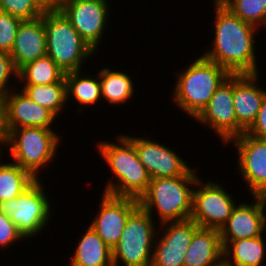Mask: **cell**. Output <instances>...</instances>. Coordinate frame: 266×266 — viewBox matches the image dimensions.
<instances>
[{
	"instance_id": "d6a6232c",
	"label": "cell",
	"mask_w": 266,
	"mask_h": 266,
	"mask_svg": "<svg viewBox=\"0 0 266 266\" xmlns=\"http://www.w3.org/2000/svg\"><path fill=\"white\" fill-rule=\"evenodd\" d=\"M247 134L266 140V96L252 126L246 131Z\"/></svg>"
},
{
	"instance_id": "9a60e30c",
	"label": "cell",
	"mask_w": 266,
	"mask_h": 266,
	"mask_svg": "<svg viewBox=\"0 0 266 266\" xmlns=\"http://www.w3.org/2000/svg\"><path fill=\"white\" fill-rule=\"evenodd\" d=\"M99 212L89 223L111 249L118 243L129 215L139 206V200L132 197H116L103 193Z\"/></svg>"
},
{
	"instance_id": "4316f807",
	"label": "cell",
	"mask_w": 266,
	"mask_h": 266,
	"mask_svg": "<svg viewBox=\"0 0 266 266\" xmlns=\"http://www.w3.org/2000/svg\"><path fill=\"white\" fill-rule=\"evenodd\" d=\"M0 160V203L20 195L36 179L13 162Z\"/></svg>"
},
{
	"instance_id": "ac0fdd59",
	"label": "cell",
	"mask_w": 266,
	"mask_h": 266,
	"mask_svg": "<svg viewBox=\"0 0 266 266\" xmlns=\"http://www.w3.org/2000/svg\"><path fill=\"white\" fill-rule=\"evenodd\" d=\"M17 89V90H16ZM18 87L3 94L5 103L6 127L8 133L12 129L22 127L52 128L56 117L47 108L38 105L28 98Z\"/></svg>"
},
{
	"instance_id": "8d00e7d4",
	"label": "cell",
	"mask_w": 266,
	"mask_h": 266,
	"mask_svg": "<svg viewBox=\"0 0 266 266\" xmlns=\"http://www.w3.org/2000/svg\"><path fill=\"white\" fill-rule=\"evenodd\" d=\"M224 1H226V0H214V1L212 2V4H213V3H223Z\"/></svg>"
},
{
	"instance_id": "d4e9b609",
	"label": "cell",
	"mask_w": 266,
	"mask_h": 266,
	"mask_svg": "<svg viewBox=\"0 0 266 266\" xmlns=\"http://www.w3.org/2000/svg\"><path fill=\"white\" fill-rule=\"evenodd\" d=\"M19 81L21 86L66 82L65 72L48 55L23 66L19 70Z\"/></svg>"
},
{
	"instance_id": "5bb4252c",
	"label": "cell",
	"mask_w": 266,
	"mask_h": 266,
	"mask_svg": "<svg viewBox=\"0 0 266 266\" xmlns=\"http://www.w3.org/2000/svg\"><path fill=\"white\" fill-rule=\"evenodd\" d=\"M195 120L218 134L224 146L237 137V117L233 105V74L215 91L208 105Z\"/></svg>"
},
{
	"instance_id": "6da1fadb",
	"label": "cell",
	"mask_w": 266,
	"mask_h": 266,
	"mask_svg": "<svg viewBox=\"0 0 266 266\" xmlns=\"http://www.w3.org/2000/svg\"><path fill=\"white\" fill-rule=\"evenodd\" d=\"M213 7L214 41L211 49L202 56L222 66L230 74L259 73L254 36L259 28L242 21L222 3H213Z\"/></svg>"
},
{
	"instance_id": "e0dca14e",
	"label": "cell",
	"mask_w": 266,
	"mask_h": 266,
	"mask_svg": "<svg viewBox=\"0 0 266 266\" xmlns=\"http://www.w3.org/2000/svg\"><path fill=\"white\" fill-rule=\"evenodd\" d=\"M259 77L260 73L233 74V105L237 117V137L252 126L266 96V90L258 87Z\"/></svg>"
},
{
	"instance_id": "f1b7e54d",
	"label": "cell",
	"mask_w": 266,
	"mask_h": 266,
	"mask_svg": "<svg viewBox=\"0 0 266 266\" xmlns=\"http://www.w3.org/2000/svg\"><path fill=\"white\" fill-rule=\"evenodd\" d=\"M45 8L37 0H0V11L23 20L42 16Z\"/></svg>"
},
{
	"instance_id": "f546056e",
	"label": "cell",
	"mask_w": 266,
	"mask_h": 266,
	"mask_svg": "<svg viewBox=\"0 0 266 266\" xmlns=\"http://www.w3.org/2000/svg\"><path fill=\"white\" fill-rule=\"evenodd\" d=\"M21 19L0 11V51L11 52Z\"/></svg>"
},
{
	"instance_id": "ba28073f",
	"label": "cell",
	"mask_w": 266,
	"mask_h": 266,
	"mask_svg": "<svg viewBox=\"0 0 266 266\" xmlns=\"http://www.w3.org/2000/svg\"><path fill=\"white\" fill-rule=\"evenodd\" d=\"M41 179H36L16 198L0 203V211L10 217L19 232L26 239L39 236L49 227L53 212ZM34 235V236H33Z\"/></svg>"
},
{
	"instance_id": "44dd1931",
	"label": "cell",
	"mask_w": 266,
	"mask_h": 266,
	"mask_svg": "<svg viewBox=\"0 0 266 266\" xmlns=\"http://www.w3.org/2000/svg\"><path fill=\"white\" fill-rule=\"evenodd\" d=\"M81 234L76 249L69 259V266H114L112 249L98 236L96 231L87 226Z\"/></svg>"
},
{
	"instance_id": "30bf717a",
	"label": "cell",
	"mask_w": 266,
	"mask_h": 266,
	"mask_svg": "<svg viewBox=\"0 0 266 266\" xmlns=\"http://www.w3.org/2000/svg\"><path fill=\"white\" fill-rule=\"evenodd\" d=\"M109 5L107 0H59L58 8L78 34L98 52L105 28L110 22Z\"/></svg>"
},
{
	"instance_id": "ffe728a7",
	"label": "cell",
	"mask_w": 266,
	"mask_h": 266,
	"mask_svg": "<svg viewBox=\"0 0 266 266\" xmlns=\"http://www.w3.org/2000/svg\"><path fill=\"white\" fill-rule=\"evenodd\" d=\"M223 246L220 231L199 227L186 250L183 266H222Z\"/></svg>"
},
{
	"instance_id": "7402d4cb",
	"label": "cell",
	"mask_w": 266,
	"mask_h": 266,
	"mask_svg": "<svg viewBox=\"0 0 266 266\" xmlns=\"http://www.w3.org/2000/svg\"><path fill=\"white\" fill-rule=\"evenodd\" d=\"M222 246L225 266H263L265 263L266 244L263 235L222 242Z\"/></svg>"
},
{
	"instance_id": "836d02e7",
	"label": "cell",
	"mask_w": 266,
	"mask_h": 266,
	"mask_svg": "<svg viewBox=\"0 0 266 266\" xmlns=\"http://www.w3.org/2000/svg\"><path fill=\"white\" fill-rule=\"evenodd\" d=\"M8 140V130L6 127L5 103L4 97L0 94V141Z\"/></svg>"
},
{
	"instance_id": "484cf974",
	"label": "cell",
	"mask_w": 266,
	"mask_h": 266,
	"mask_svg": "<svg viewBox=\"0 0 266 266\" xmlns=\"http://www.w3.org/2000/svg\"><path fill=\"white\" fill-rule=\"evenodd\" d=\"M20 90L32 101L47 108L56 117L59 114L61 115L62 110L66 108V82L47 85H24Z\"/></svg>"
},
{
	"instance_id": "8992f818",
	"label": "cell",
	"mask_w": 266,
	"mask_h": 266,
	"mask_svg": "<svg viewBox=\"0 0 266 266\" xmlns=\"http://www.w3.org/2000/svg\"><path fill=\"white\" fill-rule=\"evenodd\" d=\"M54 129L22 127L8 133L6 150L9 149L12 162L27 170L35 179H40L43 167L53 163L61 146L62 136Z\"/></svg>"
},
{
	"instance_id": "3957f363",
	"label": "cell",
	"mask_w": 266,
	"mask_h": 266,
	"mask_svg": "<svg viewBox=\"0 0 266 266\" xmlns=\"http://www.w3.org/2000/svg\"><path fill=\"white\" fill-rule=\"evenodd\" d=\"M230 75L222 66L201 55L176 76L172 101L195 120Z\"/></svg>"
},
{
	"instance_id": "277c9868",
	"label": "cell",
	"mask_w": 266,
	"mask_h": 266,
	"mask_svg": "<svg viewBox=\"0 0 266 266\" xmlns=\"http://www.w3.org/2000/svg\"><path fill=\"white\" fill-rule=\"evenodd\" d=\"M199 176L183 174L176 177L153 178L139 205L160 223L188 220L192 214L193 189ZM192 187V188H191Z\"/></svg>"
},
{
	"instance_id": "4dcf8cb0",
	"label": "cell",
	"mask_w": 266,
	"mask_h": 266,
	"mask_svg": "<svg viewBox=\"0 0 266 266\" xmlns=\"http://www.w3.org/2000/svg\"><path fill=\"white\" fill-rule=\"evenodd\" d=\"M16 77L14 80H19V70L16 68L14 61L9 53L0 51V94H6L15 85L11 86V78ZM9 84V85H8Z\"/></svg>"
},
{
	"instance_id": "d590c367",
	"label": "cell",
	"mask_w": 266,
	"mask_h": 266,
	"mask_svg": "<svg viewBox=\"0 0 266 266\" xmlns=\"http://www.w3.org/2000/svg\"><path fill=\"white\" fill-rule=\"evenodd\" d=\"M6 144H7V141H0V160L2 159L3 149L6 148Z\"/></svg>"
},
{
	"instance_id": "4fadbf2b",
	"label": "cell",
	"mask_w": 266,
	"mask_h": 266,
	"mask_svg": "<svg viewBox=\"0 0 266 266\" xmlns=\"http://www.w3.org/2000/svg\"><path fill=\"white\" fill-rule=\"evenodd\" d=\"M158 226L160 232L157 231L155 238L151 266H183L186 250L199 228L198 224L188 219Z\"/></svg>"
},
{
	"instance_id": "8fae6325",
	"label": "cell",
	"mask_w": 266,
	"mask_h": 266,
	"mask_svg": "<svg viewBox=\"0 0 266 266\" xmlns=\"http://www.w3.org/2000/svg\"><path fill=\"white\" fill-rule=\"evenodd\" d=\"M237 149V171L253 196L266 197V140L244 132L227 144ZM233 143V144H232Z\"/></svg>"
},
{
	"instance_id": "5b68a950",
	"label": "cell",
	"mask_w": 266,
	"mask_h": 266,
	"mask_svg": "<svg viewBox=\"0 0 266 266\" xmlns=\"http://www.w3.org/2000/svg\"><path fill=\"white\" fill-rule=\"evenodd\" d=\"M42 17L47 55L65 73L81 70L84 61L96 56V51L78 34L58 7L45 9Z\"/></svg>"
},
{
	"instance_id": "9c48e42d",
	"label": "cell",
	"mask_w": 266,
	"mask_h": 266,
	"mask_svg": "<svg viewBox=\"0 0 266 266\" xmlns=\"http://www.w3.org/2000/svg\"><path fill=\"white\" fill-rule=\"evenodd\" d=\"M198 178L193 189L192 214L190 219L199 227L221 230L237 205L233 193L209 180ZM198 187V188H197Z\"/></svg>"
},
{
	"instance_id": "d6986e66",
	"label": "cell",
	"mask_w": 266,
	"mask_h": 266,
	"mask_svg": "<svg viewBox=\"0 0 266 266\" xmlns=\"http://www.w3.org/2000/svg\"><path fill=\"white\" fill-rule=\"evenodd\" d=\"M47 55L46 32L43 17L21 21L10 52L20 70L27 63Z\"/></svg>"
},
{
	"instance_id": "cb8c5ba5",
	"label": "cell",
	"mask_w": 266,
	"mask_h": 266,
	"mask_svg": "<svg viewBox=\"0 0 266 266\" xmlns=\"http://www.w3.org/2000/svg\"><path fill=\"white\" fill-rule=\"evenodd\" d=\"M101 97L111 105H123L134 96L133 78L122 70H112L110 67L99 69Z\"/></svg>"
},
{
	"instance_id": "2e32d148",
	"label": "cell",
	"mask_w": 266,
	"mask_h": 266,
	"mask_svg": "<svg viewBox=\"0 0 266 266\" xmlns=\"http://www.w3.org/2000/svg\"><path fill=\"white\" fill-rule=\"evenodd\" d=\"M252 203H240L220 230L221 242L262 236L266 230V197L253 196Z\"/></svg>"
},
{
	"instance_id": "603a6c76",
	"label": "cell",
	"mask_w": 266,
	"mask_h": 266,
	"mask_svg": "<svg viewBox=\"0 0 266 266\" xmlns=\"http://www.w3.org/2000/svg\"><path fill=\"white\" fill-rule=\"evenodd\" d=\"M82 74L81 70L65 73L67 103L73 98L81 106L77 108L78 113L86 106L93 108L102 100L99 72L96 77Z\"/></svg>"
},
{
	"instance_id": "e575fe53",
	"label": "cell",
	"mask_w": 266,
	"mask_h": 266,
	"mask_svg": "<svg viewBox=\"0 0 266 266\" xmlns=\"http://www.w3.org/2000/svg\"><path fill=\"white\" fill-rule=\"evenodd\" d=\"M45 9L58 7L59 0H37Z\"/></svg>"
},
{
	"instance_id": "1f68e13d",
	"label": "cell",
	"mask_w": 266,
	"mask_h": 266,
	"mask_svg": "<svg viewBox=\"0 0 266 266\" xmlns=\"http://www.w3.org/2000/svg\"><path fill=\"white\" fill-rule=\"evenodd\" d=\"M25 238L19 232L17 226L10 217L0 211V247L9 248L13 243L22 241Z\"/></svg>"
},
{
	"instance_id": "7c38bea8",
	"label": "cell",
	"mask_w": 266,
	"mask_h": 266,
	"mask_svg": "<svg viewBox=\"0 0 266 266\" xmlns=\"http://www.w3.org/2000/svg\"><path fill=\"white\" fill-rule=\"evenodd\" d=\"M125 136L134 144L140 162L144 165L150 179L176 177L183 174H197L177 152L156 140L133 134ZM192 168V169H191Z\"/></svg>"
},
{
	"instance_id": "83f0119b",
	"label": "cell",
	"mask_w": 266,
	"mask_h": 266,
	"mask_svg": "<svg viewBox=\"0 0 266 266\" xmlns=\"http://www.w3.org/2000/svg\"><path fill=\"white\" fill-rule=\"evenodd\" d=\"M242 21L266 27V0H226L222 3Z\"/></svg>"
},
{
	"instance_id": "7a4b0ae2",
	"label": "cell",
	"mask_w": 266,
	"mask_h": 266,
	"mask_svg": "<svg viewBox=\"0 0 266 266\" xmlns=\"http://www.w3.org/2000/svg\"><path fill=\"white\" fill-rule=\"evenodd\" d=\"M115 139L116 142L102 140L96 145L99 156L113 174L103 193L139 200L147 191L151 179L139 160L134 144L123 134H118Z\"/></svg>"
},
{
	"instance_id": "52a82bcc",
	"label": "cell",
	"mask_w": 266,
	"mask_h": 266,
	"mask_svg": "<svg viewBox=\"0 0 266 266\" xmlns=\"http://www.w3.org/2000/svg\"><path fill=\"white\" fill-rule=\"evenodd\" d=\"M156 224L154 218L139 205L129 215L121 238L112 249L114 266H151L158 231Z\"/></svg>"
}]
</instances>
